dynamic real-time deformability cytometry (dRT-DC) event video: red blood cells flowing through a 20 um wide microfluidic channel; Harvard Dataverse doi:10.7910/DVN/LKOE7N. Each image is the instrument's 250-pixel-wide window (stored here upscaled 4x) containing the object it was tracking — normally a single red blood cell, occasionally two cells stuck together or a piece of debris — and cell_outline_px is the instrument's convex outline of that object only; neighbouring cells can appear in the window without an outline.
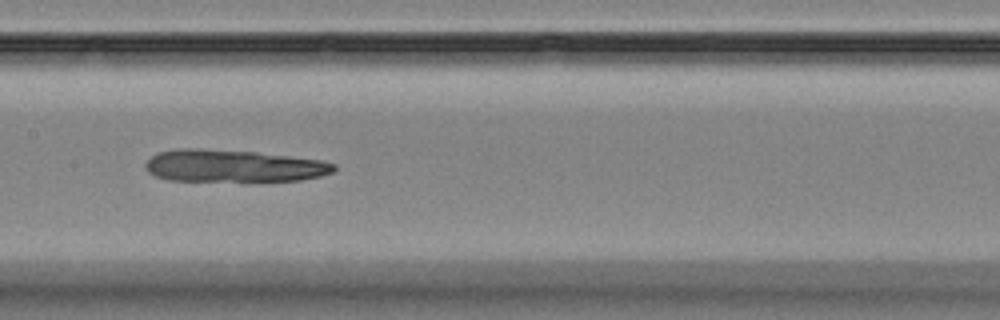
{"species": "Egyptian fruit bat (a non-hibernating species)", "species_latin": "Rousettus aegyptiacus", "temperature_condition": "room temperature", "stored_images_in_passage": 14, "camera_frame_rate_fps": 3000, "um_per_image_px": 0.085, "animal": {"sex": "female"}, "frame": {"image": 1, "passage_image": 7, "time_ms": 8.0, "image_size_px": [1000, 320], "cell_outline_px": [[336, 168], [332, 172], [320, 176], [300, 180], [168, 180], [156, 176], [148, 172], [144, 164], [156, 152], [176, 148], [200, 148], [256, 152], [320, 160], [336, 164]], "centroid_in_image_um": [19.79, 14.08], "position_along_channel_um": 187.6, "area_um2": 35.14}}
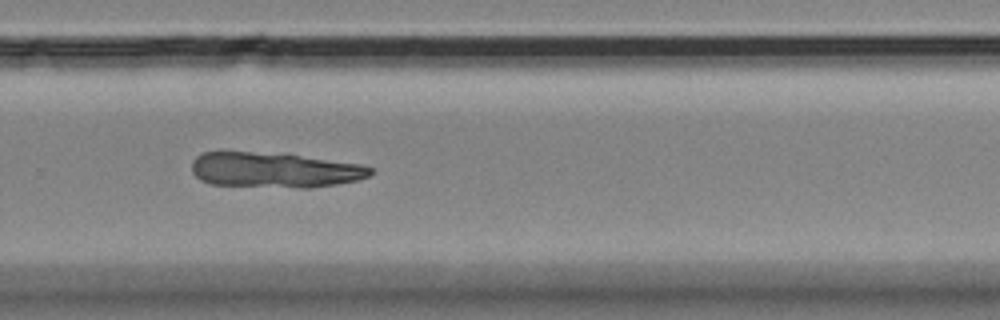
{"frame": {"image": 2, "passage_image": 10, "time_ms": 11.333, "image_size_px": [1000, 320], "cell_outline_px": [[372, 172], [368, 176], [356, 180], [336, 184], [312, 188], [300, 188], [212, 184], [200, 180], [192, 172], [192, 160], [196, 156], [204, 152], [220, 148], [224, 148], [300, 156], [360, 164], [372, 168]], "centroid_in_image_um": [23.2, 14.42], "position_along_channel_um": 306.6, "area_um2": 37.22}, "authors_computed_cell_mechanics": {"area_um2": 29.189, "velocity_mm_per_s": 3.5849, "shape_relaxation_time_tau1_ms": null, "shape_relaxation_time_tau2_ms": 3.9513, "deformation_change_tau1": null, "deformation_change_tau2": 0.0825}}